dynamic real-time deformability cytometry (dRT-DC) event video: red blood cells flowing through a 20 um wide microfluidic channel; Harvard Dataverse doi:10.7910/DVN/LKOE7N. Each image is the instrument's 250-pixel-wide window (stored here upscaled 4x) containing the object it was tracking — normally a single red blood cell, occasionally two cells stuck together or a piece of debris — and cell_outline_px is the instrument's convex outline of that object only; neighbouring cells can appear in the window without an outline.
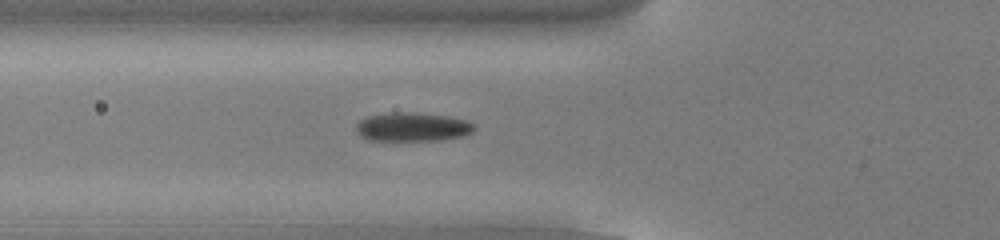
{"species": "common noctule bat (a hibernating species)", "species_latin": "Nyctalus noctula", "temperature_condition": "cold", "stored_images_in_passage": 30, "camera_frame_rate_fps": 3000, "um_per_image_px": 0.085, "animal": {"sex": "male", "body_mass_g": 13.0, "forearm_length_mm": 53.1}, "frame": {"image": 1, "passage_image": 2, "time_ms": 0.333, "image_size_px": [1000, 240], "cell_outline_px": [[476, 128], [472, 132], [464, 136], [440, 140], [368, 140], [360, 136], [356, 132], [356, 124], [360, 120], [368, 116], [392, 112], [412, 112], [448, 116], [468, 120]], "centroid_in_image_um": [35.06, 10.79], "position_along_channel_um": 90.7, "area_um2": 19.94}}
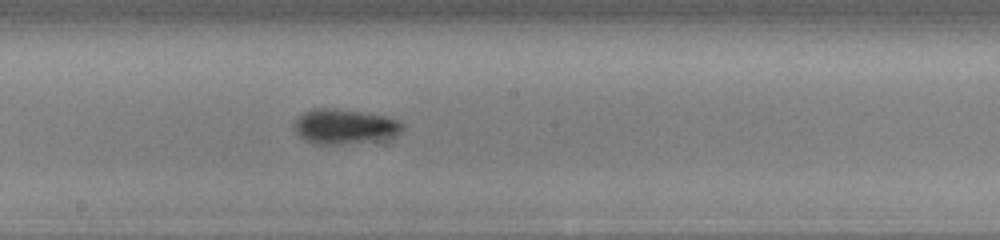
{"frame": {"image": 2, "passage_image": 12, "time_ms": 3.667, "image_size_px": [1000, 240], "cell_outline_px": [[404, 128], [400, 132], [392, 136], [336, 144], [316, 144], [304, 140], [296, 132], [296, 120], [304, 112], [312, 108], [336, 108], [384, 116], [400, 120], [404, 124]], "centroid_in_image_um": [29.27, 10.72], "position_along_channel_um": 218.9, "area_um2": 21.33}}
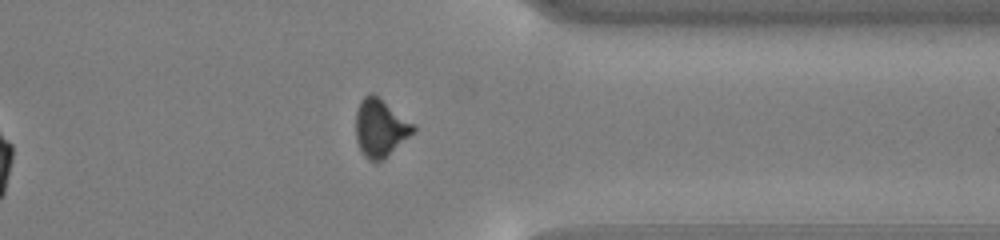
{"frame": {"image": 3, "passage_image": 25, "time_ms": 8.0, "image_size_px": [1000, 240], "cell_outline_px": [[416, 132], [384, 160], [376, 164], [368, 160], [360, 152], [356, 140], [356, 112], [360, 100], [368, 92], [372, 92], [412, 124], [416, 128]], "centroid_in_image_um": [32.3, 10.94], "position_along_channel_um": 379.1, "area_um2": 19.59}}